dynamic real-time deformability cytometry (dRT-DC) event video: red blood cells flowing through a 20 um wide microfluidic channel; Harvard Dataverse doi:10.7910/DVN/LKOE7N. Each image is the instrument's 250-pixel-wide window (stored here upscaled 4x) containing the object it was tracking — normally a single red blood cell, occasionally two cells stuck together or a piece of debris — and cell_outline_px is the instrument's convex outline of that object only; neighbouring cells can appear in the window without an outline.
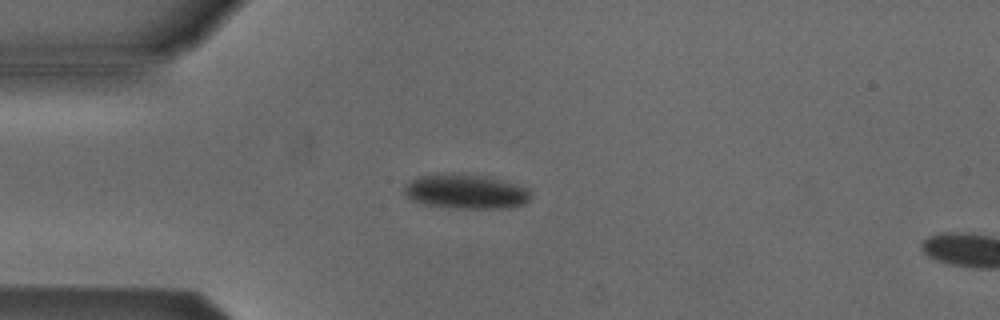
{"species": "Egyptian fruit bat (a non-hibernating species)", "species_latin": "Rousettus aegyptiacus", "temperature_condition": "cold", "stored_images_in_passage": 4, "camera_frame_rate_fps": 3000, "um_per_image_px": 0.085, "animal": {"sex": "male"}, "frame": {"image": 1, "passage_image": 3, "time_ms": 2.333, "image_size_px": [1000, 320], "cell_outline_px": [[532, 196], [524, 204], [508, 208], [448, 208], [424, 204], [412, 200], [404, 196], [404, 184], [416, 176], [440, 172], [460, 172], [488, 176], [532, 188]], "centroid_in_image_um": [39.58, 16.25], "position_along_channel_um": 45.4, "area_um2": 26.53}}